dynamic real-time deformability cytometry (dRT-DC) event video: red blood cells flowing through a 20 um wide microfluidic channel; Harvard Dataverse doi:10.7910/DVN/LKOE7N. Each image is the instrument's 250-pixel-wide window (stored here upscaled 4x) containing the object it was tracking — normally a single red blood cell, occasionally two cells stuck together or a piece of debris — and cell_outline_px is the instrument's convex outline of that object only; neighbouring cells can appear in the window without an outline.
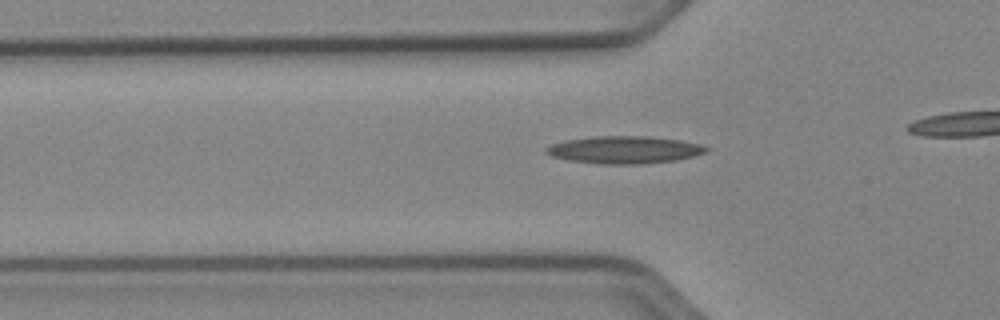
{"species": "Egyptian fruit bat (a non-hibernating species)", "species_latin": "Rousettus aegyptiacus", "temperature_condition": "cold", "stored_images_in_passage": 27, "camera_frame_rate_fps": 3000, "um_per_image_px": 0.085, "animal": {"sex": "female"}, "frame": {"image": 1, "passage_image": 2, "time_ms": 0.333, "image_size_px": [1000, 320], "cell_outline_px": [[712, 148], [704, 152], [692, 156], [676, 160], [640, 164], [600, 164], [568, 160], [552, 156], [544, 152], [544, 148], [552, 144], [564, 140], [596, 136], [644, 136], [680, 140], [700, 144]], "centroid_in_image_um": [53.04, 12.73], "position_along_channel_um": 72.8, "area_um2": 25.55}}
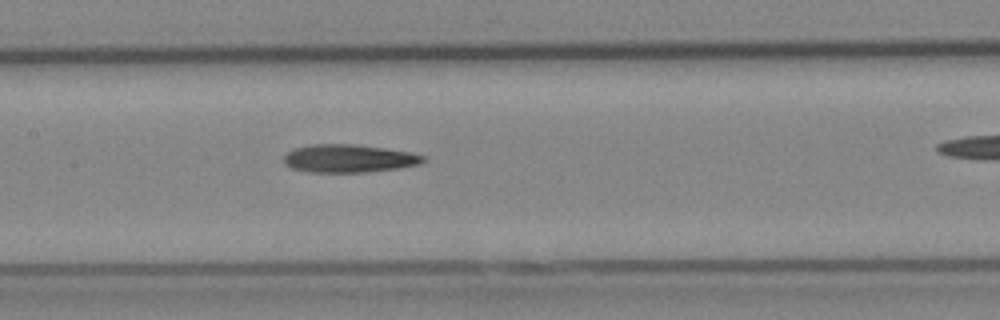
{"frame": {"image": 2, "passage_image": 10, "time_ms": 3.0, "image_size_px": [1000, 320], "cell_outline_px": [[428, 160], [420, 164], [400, 168], [368, 172], [308, 172], [292, 168], [284, 164], [284, 156], [288, 152], [296, 148], [312, 144], [352, 144], [384, 148], [412, 152], [428, 156]], "centroid_in_image_um": [29.72, 13.47], "position_along_channel_um": 177.7, "area_um2": 22.95}}
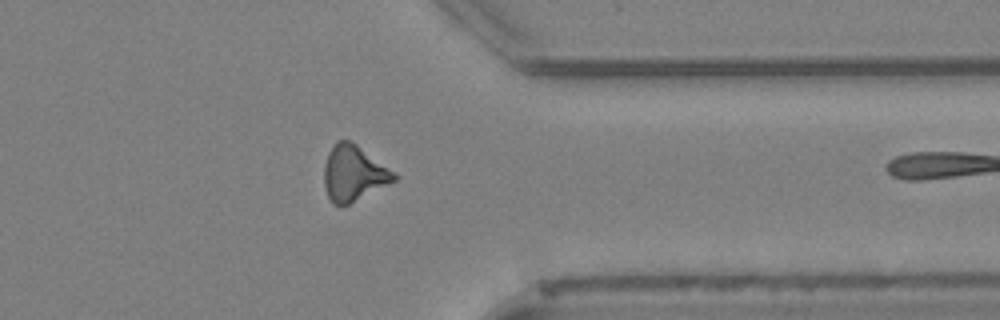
{"frame": {"image": 3, "passage_image": 26, "time_ms": 8.333, "image_size_px": [1000, 320], "cell_outline_px": [[400, 176], [396, 180], [348, 204], [332, 204], [324, 188], [324, 164], [328, 152], [336, 140], [348, 140], [356, 144], [396, 172]], "centroid_in_image_um": [30.05, 14.71], "position_along_channel_um": 381.3, "area_um2": 22.6}}